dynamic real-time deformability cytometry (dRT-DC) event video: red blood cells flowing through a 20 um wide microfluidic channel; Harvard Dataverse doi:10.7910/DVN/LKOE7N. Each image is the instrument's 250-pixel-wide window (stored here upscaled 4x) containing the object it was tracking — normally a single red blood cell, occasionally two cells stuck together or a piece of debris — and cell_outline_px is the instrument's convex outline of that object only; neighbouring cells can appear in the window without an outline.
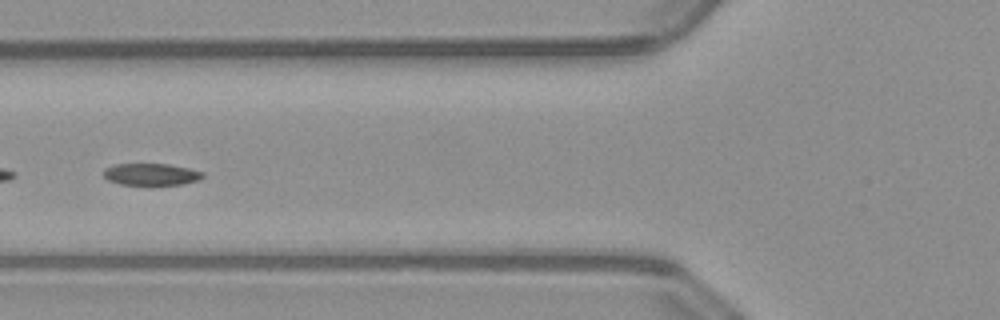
{"species": "common noctule bat (a hibernating species)", "species_latin": "Nyctalus noctula", "temperature_condition": "warm", "stored_images_in_passage": 39, "camera_frame_rate_fps": 3000, "um_per_image_px": 0.085, "animal": {"sex": "male", "body_mass_g": 23.1, "forearm_length_mm": 52.7}, "frame": {"image": 1, "passage_image": 6, "time_ms": 1.667, "image_size_px": [1000, 320], "cell_outline_px": [[204, 176], [200, 180], [184, 184], [120, 184], [108, 180], [104, 176], [104, 168], [112, 164], [168, 164], [188, 168], [204, 172]], "centroid_in_image_um": [12.86, 14.81], "position_along_channel_um": 112.9, "area_um2": 12.6}}
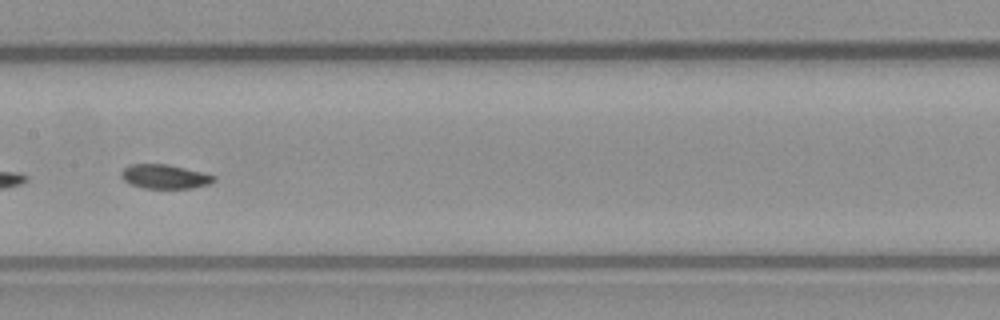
{"frame": {"image": 2, "passage_image": 12, "time_ms": 3.667, "image_size_px": [1000, 320], "cell_outline_px": [[216, 180], [208, 184], [192, 188], [144, 188], [128, 184], [120, 176], [120, 172], [124, 168], [132, 164], [168, 164], [204, 172], [216, 176]], "centroid_in_image_um": [14.0, 15.0], "position_along_channel_um": 193.4, "area_um2": 13.18}, "authors_computed_cell_mechanics": {"area_um2": 13.4674, "velocity_mm_per_s": 4.0095, "shape_relaxation_time_tau1_ms": 3.8439, "shape_relaxation_time_tau2_ms": 3.7719, "deformation_change_tau1": 0.1423, "deformation_change_tau2": 0.0943}}